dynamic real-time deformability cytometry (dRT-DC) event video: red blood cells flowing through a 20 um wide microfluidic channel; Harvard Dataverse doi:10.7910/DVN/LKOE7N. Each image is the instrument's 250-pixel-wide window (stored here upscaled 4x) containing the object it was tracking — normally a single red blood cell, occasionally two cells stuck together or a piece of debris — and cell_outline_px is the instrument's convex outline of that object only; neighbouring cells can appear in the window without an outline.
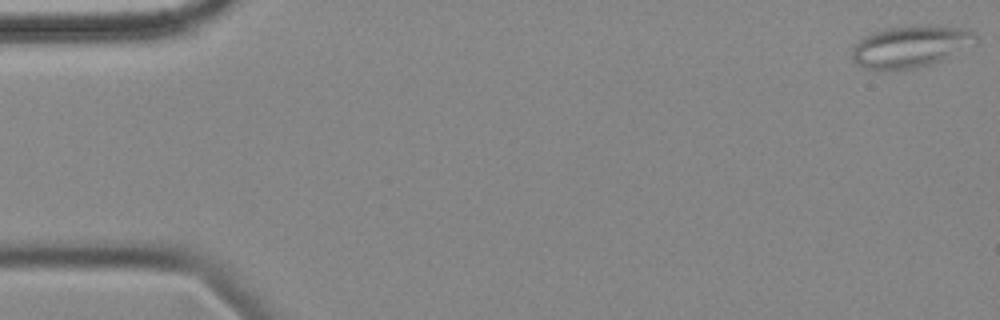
{"species": "common noctule bat (a hibernating species)", "species_latin": "Nyctalus noctula", "temperature_condition": "cold", "stored_images_in_passage": 57, "camera_frame_rate_fps": 3000, "um_per_image_px": 0.085, "animal": {"sex": "female", "body_mass_g": 18.4}, "frame": {"image": 1, "passage_image": 1, "time_ms": 0.0, "image_size_px": [1000, 320], "cell_outline_px": [[980, 40], [976, 44], [932, 64], [916, 68], [864, 68], [856, 64], [852, 60], [852, 48], [864, 36], [872, 32], [888, 28], [928, 24], [964, 28], [976, 32]], "centroid_in_image_um": [77.47, 3.92], "position_along_channel_um": 7.5, "area_um2": 30.17}}
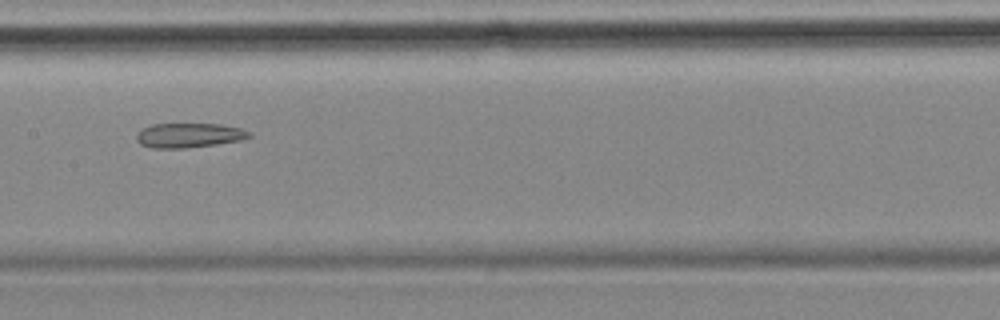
{"frame": {"image": 2, "passage_image": 28, "time_ms": 9.0, "image_size_px": [1000, 320], "cell_outline_px": [[252, 136], [240, 140], [216, 144], [184, 148], [152, 148], [140, 144], [136, 140], [136, 132], [140, 128], [152, 124], [220, 124], [240, 128], [252, 132]], "centroid_in_image_um": [16.02, 11.49], "position_along_channel_um": 191.4, "area_um2": 16.24}}
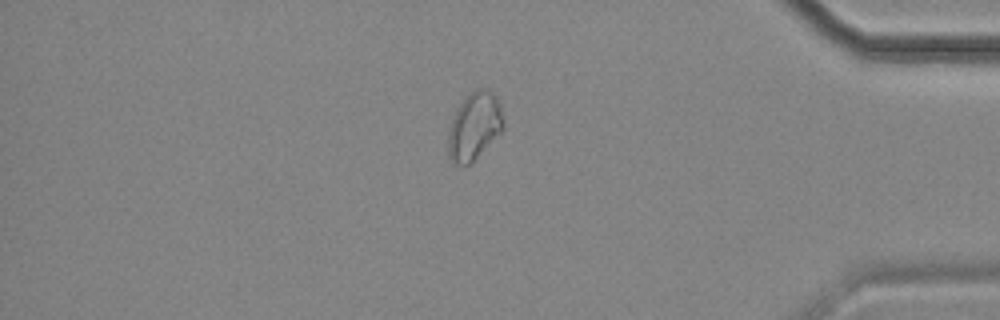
{"frame": {"image": 3, "passage_image": 48, "time_ms": 15.667, "image_size_px": [1000, 320], "cell_outline_px": [[504, 128], [468, 164], [452, 164], [448, 156], [448, 132], [456, 108], [476, 88], [484, 88], [492, 92], [496, 96], [500, 104], [504, 120]], "centroid_in_image_um": [40.31, 10.7], "position_along_channel_um": 394.9, "area_um2": 21.33}, "authors_computed_cell_mechanics": {"area_um2": 21.386, "velocity_mm_per_s": 3.5189, "shape_relaxation_time_tau1_ms": null, "shape_relaxation_time_tau2_ms": 7.6964, "deformation_change_tau1": null, "deformation_change_tau2": 0.1501}}